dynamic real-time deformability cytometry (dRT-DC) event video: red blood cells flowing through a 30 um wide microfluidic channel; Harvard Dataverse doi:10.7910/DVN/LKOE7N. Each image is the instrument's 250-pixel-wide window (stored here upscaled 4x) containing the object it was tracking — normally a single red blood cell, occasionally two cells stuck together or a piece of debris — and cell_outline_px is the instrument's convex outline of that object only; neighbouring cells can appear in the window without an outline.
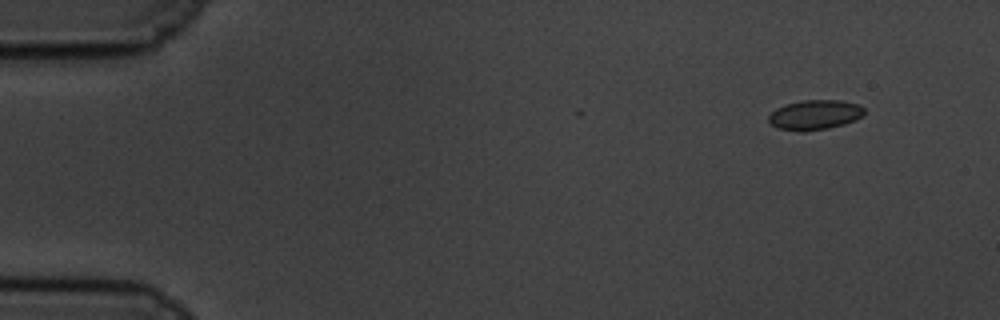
{"species": "common noctule bat (a hibernating species)", "species_latin": "Nyctalus noctula", "temperature_condition": "cold", "stored_images_in_passage": 3, "camera_frame_rate_fps": 3000, "um_per_image_px": 0.085, "animal": {"sex": "male", "body_mass_g": 19.5, "forearm_length_mm": 54.6}, "frame": {"image": 1, "passage_image": 1, "time_ms": 0.0, "image_size_px": [1000, 320], "cell_outline_px": [[864, 116], [856, 120], [844, 124], [828, 128], [804, 132], [800, 132], [780, 128], [772, 124], [768, 120], [768, 116], [776, 108], [784, 104], [800, 100], [840, 100], [856, 104], [864, 108]], "centroid_in_image_um": [69.26, 9.76], "position_along_channel_um": 15.7, "area_um2": 16.7}}